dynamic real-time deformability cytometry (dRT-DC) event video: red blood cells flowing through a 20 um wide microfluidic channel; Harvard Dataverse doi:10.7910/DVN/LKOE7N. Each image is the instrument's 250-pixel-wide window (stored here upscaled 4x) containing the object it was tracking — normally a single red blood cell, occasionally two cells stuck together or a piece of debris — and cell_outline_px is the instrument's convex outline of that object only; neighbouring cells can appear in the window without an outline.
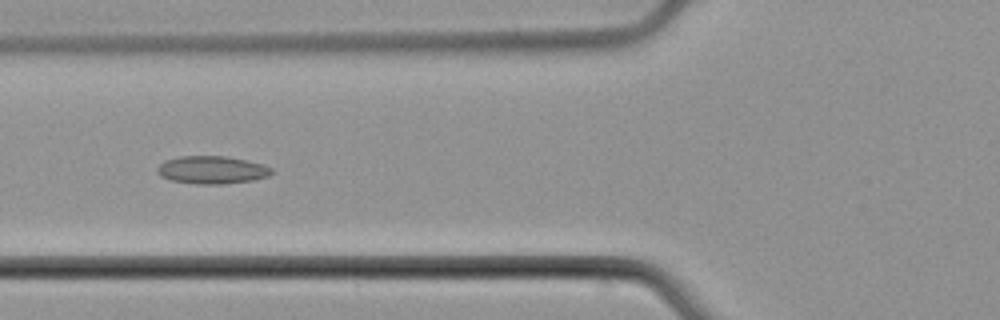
{"species": "common noctule bat (a hibernating species)", "species_latin": "Nyctalus noctula", "temperature_condition": "cold", "stored_images_in_passage": 7, "camera_frame_rate_fps": 3000, "um_per_image_px": 0.085, "animal": {"sex": "male", "body_mass_g": 21.5, "forearm_length_mm": 52.0}, "frame": {"image": 1, "passage_image": 6, "time_ms": 6.0, "image_size_px": [1000, 320], "cell_outline_px": [[276, 172], [268, 176], [252, 180], [224, 184], [196, 184], [172, 180], [160, 176], [156, 172], [156, 168], [164, 160], [180, 156], [228, 156], [260, 164], [272, 168]], "centroid_in_image_um": [17.99, 14.44], "position_along_channel_um": 107.8, "area_um2": 18.55}}
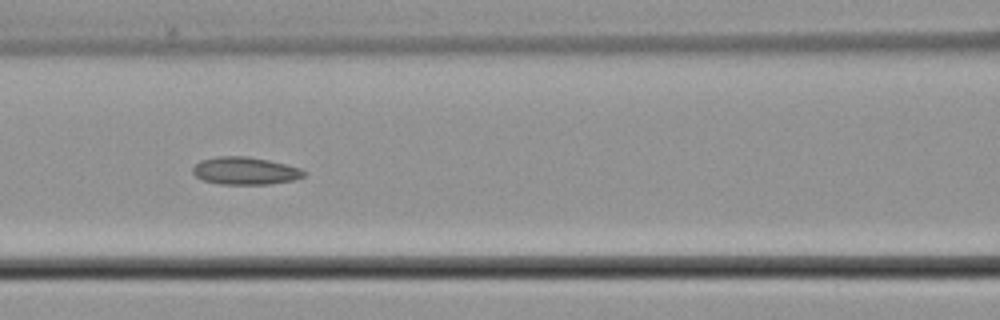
{"frame": {"image": 2, "passage_image": 7, "time_ms": 7.0, "image_size_px": [1000, 320], "cell_outline_px": [[308, 172], [304, 176], [292, 180], [268, 184], [220, 184], [204, 180], [196, 176], [192, 172], [192, 168], [200, 160], [220, 156], [248, 156], [268, 160], [300, 168]], "centroid_in_image_um": [20.83, 14.51], "position_along_channel_um": 145.8, "area_um2": 17.74}}